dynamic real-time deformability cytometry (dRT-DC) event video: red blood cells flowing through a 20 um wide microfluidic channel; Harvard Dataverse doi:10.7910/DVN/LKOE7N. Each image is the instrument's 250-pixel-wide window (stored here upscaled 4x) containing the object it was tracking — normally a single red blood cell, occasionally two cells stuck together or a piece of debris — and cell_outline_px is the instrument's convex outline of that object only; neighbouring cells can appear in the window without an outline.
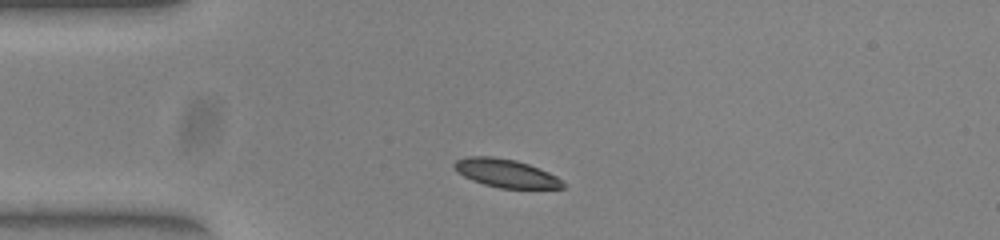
{"species": "common noctule bat (a hibernating species)", "species_latin": "Nyctalus noctula", "temperature_condition": "warm", "stored_images_in_passage": 37, "camera_frame_rate_fps": 3000, "um_per_image_px": 0.085, "animal": {"sex": "female", "body_mass_g": 23.0, "forearm_length_mm": 53.4}, "frame": {"image": 1, "passage_image": 4, "time_ms": 1.0, "image_size_px": [1000, 240], "cell_outline_px": [[564, 188], [500, 188], [484, 184], [472, 180], [456, 172], [452, 164], [456, 160], [468, 156], [492, 156], [516, 160], [528, 164], [548, 172], [556, 176], [564, 184]], "centroid_in_image_um": [42.95, 14.71], "position_along_channel_um": 42.1, "area_um2": 17.8}}
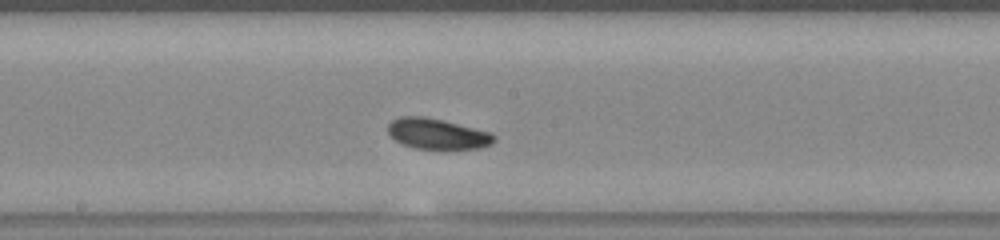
{"frame": {"image": 2, "passage_image": 19, "time_ms": 6.0, "image_size_px": [1000, 240], "cell_outline_px": [[496, 140], [492, 144], [480, 148], [412, 148], [400, 144], [388, 132], [388, 124], [392, 120], [400, 116], [424, 116], [492, 132], [496, 136]], "centroid_in_image_um": [37.17, 11.37], "position_along_channel_um": 211.0, "area_um2": 18.84}}
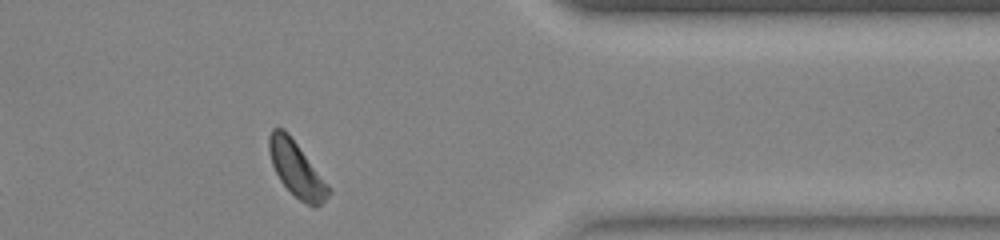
{"frame": {"image": 3, "passage_image": 34, "time_ms": 11.0, "image_size_px": [1000, 240], "cell_outline_px": [[332, 192], [316, 208], [312, 208], [300, 200], [280, 180], [272, 164], [268, 152], [268, 136], [272, 128], [284, 128], [288, 132], [332, 188]], "centroid_in_image_um": [25.22, 14.37], "position_along_channel_um": 386.2, "area_um2": 19.25}}